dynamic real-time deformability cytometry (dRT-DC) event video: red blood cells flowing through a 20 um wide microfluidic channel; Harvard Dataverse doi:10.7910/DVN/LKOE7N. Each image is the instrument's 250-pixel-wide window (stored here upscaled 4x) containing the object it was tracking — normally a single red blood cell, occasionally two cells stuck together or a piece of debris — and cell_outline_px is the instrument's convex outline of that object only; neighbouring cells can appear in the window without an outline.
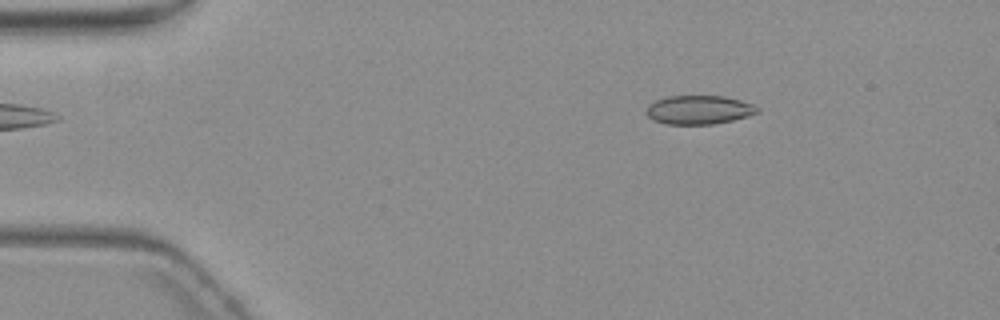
{"species": "common noctule bat (a hibernating species)", "species_latin": "Nyctalus noctula", "temperature_condition": "warm", "stored_images_in_passage": 2, "camera_frame_rate_fps": 3000, "um_per_image_px": 0.085, "animal": {"sex": "female", "body_mass_g": 19.3, "forearm_length_mm": 54.1}, "frame": {"image": 1, "passage_image": 1, "time_ms": 0.0, "image_size_px": [1000, 320], "cell_outline_px": [[760, 112], [748, 116], [732, 120], [712, 124], [668, 124], [652, 120], [644, 112], [648, 104], [656, 100], [668, 96], [724, 96], [740, 100], [752, 104], [760, 108]], "centroid_in_image_um": [59.39, 9.33], "position_along_channel_um": 25.6, "area_um2": 18.73}}